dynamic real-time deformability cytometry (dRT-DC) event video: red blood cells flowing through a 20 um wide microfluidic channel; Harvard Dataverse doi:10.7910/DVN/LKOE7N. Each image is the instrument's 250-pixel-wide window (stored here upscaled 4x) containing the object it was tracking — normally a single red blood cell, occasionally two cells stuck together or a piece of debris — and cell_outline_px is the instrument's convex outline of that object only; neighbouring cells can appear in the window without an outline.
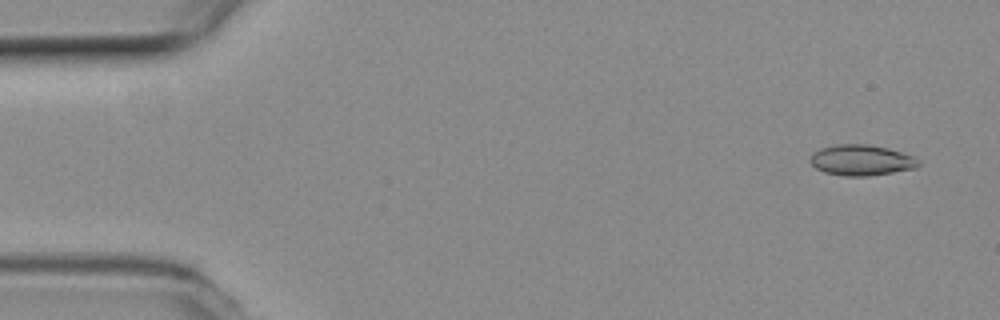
{"species": "common noctule bat (a hibernating species)", "species_latin": "Nyctalus noctula", "temperature_condition": "room temperature", "stored_images_in_passage": 54, "camera_frame_rate_fps": 3000, "um_per_image_px": 0.085, "animal": {"sex": "female", "body_mass_g": 19.3, "forearm_length_mm": 54.1}, "frame": {"image": 1, "passage_image": 3, "time_ms": 0.667, "image_size_px": [1000, 320], "cell_outline_px": [[920, 164], [916, 168], [868, 176], [844, 176], [824, 172], [816, 168], [808, 160], [812, 152], [820, 148], [836, 144], [868, 144], [888, 148], [916, 156], [920, 160]], "centroid_in_image_um": [73.22, 13.6], "position_along_channel_um": 11.8, "area_um2": 19.65}}
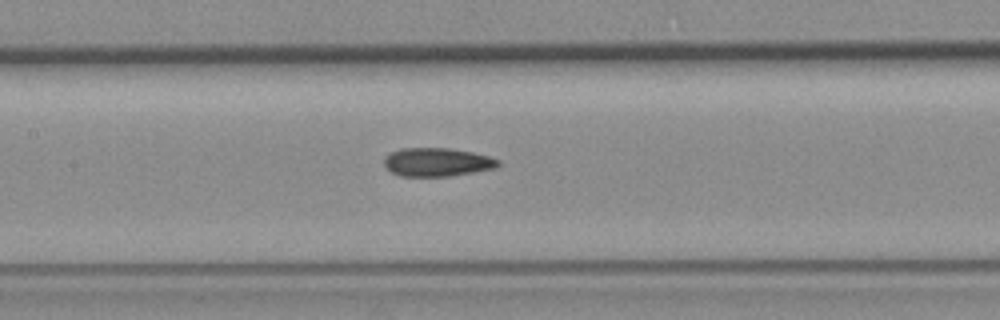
{"frame": {"image": 2, "passage_image": 25, "time_ms": 8.0, "image_size_px": [1000, 320], "cell_outline_px": [[500, 164], [496, 168], [448, 176], [400, 176], [392, 172], [384, 164], [384, 156], [400, 148], [448, 148], [472, 152], [488, 156], [500, 160]], "centroid_in_image_um": [37.15, 13.77], "position_along_channel_um": 170.3, "area_um2": 18.84}}
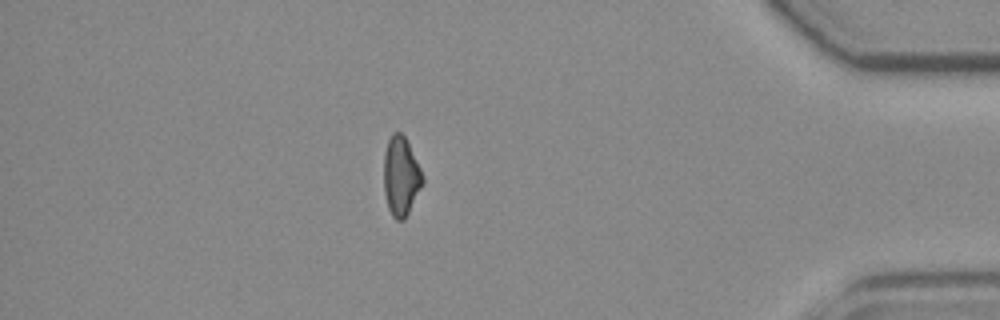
{"frame": {"image": 3, "passage_image": 47, "time_ms": 15.333, "image_size_px": [1000, 320], "cell_outline_px": [[424, 184], [404, 220], [396, 220], [392, 216], [388, 208], [384, 192], [384, 152], [388, 140], [392, 132], [400, 132], [404, 136], [424, 176]], "centroid_in_image_um": [34.08, 15.0], "position_along_channel_um": 401.1, "area_um2": 17.92}, "authors_computed_cell_mechanics": {"area_um2": 18.9584, "velocity_mm_per_s": 3.7678, "shape_relaxation_time_tau1_ms": null, "shape_relaxation_time_tau2_ms": 6.0971, "deformation_change_tau1": null, "deformation_change_tau2": 0.1281}}